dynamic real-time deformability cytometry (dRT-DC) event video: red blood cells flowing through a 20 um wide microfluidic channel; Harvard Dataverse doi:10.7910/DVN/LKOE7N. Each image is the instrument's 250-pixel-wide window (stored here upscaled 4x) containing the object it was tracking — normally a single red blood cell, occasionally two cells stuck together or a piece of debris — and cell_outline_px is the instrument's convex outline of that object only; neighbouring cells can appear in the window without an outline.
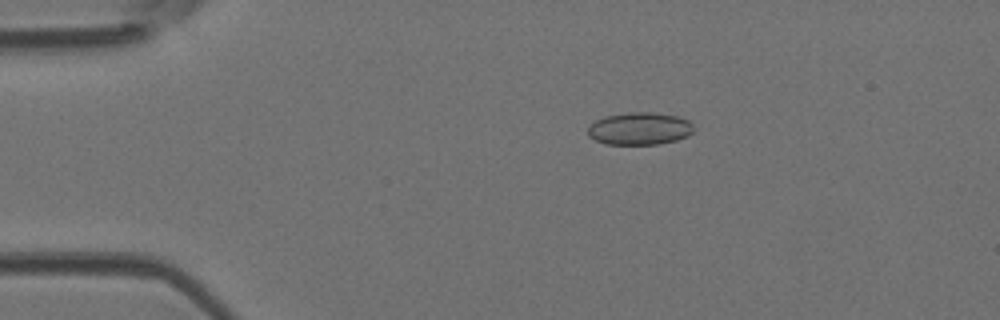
{"species": "Egyptian fruit bat (a non-hibernating species)", "species_latin": "Rousettus aegyptiacus", "temperature_condition": "room temperature", "stored_images_in_passage": 4, "camera_frame_rate_fps": 3000, "um_per_image_px": 0.085, "animal": {"sex": "female"}, "frame": {"image": 1, "passage_image": 2, "time_ms": 0.333, "image_size_px": [1000, 320], "cell_outline_px": [[692, 132], [688, 136], [676, 140], [660, 144], [604, 144], [588, 136], [588, 128], [596, 120], [604, 116], [628, 112], [648, 112], [676, 116], [688, 120], [692, 124]], "centroid_in_image_um": [54.35, 10.93], "position_along_channel_um": 30.7, "area_um2": 19.94}}
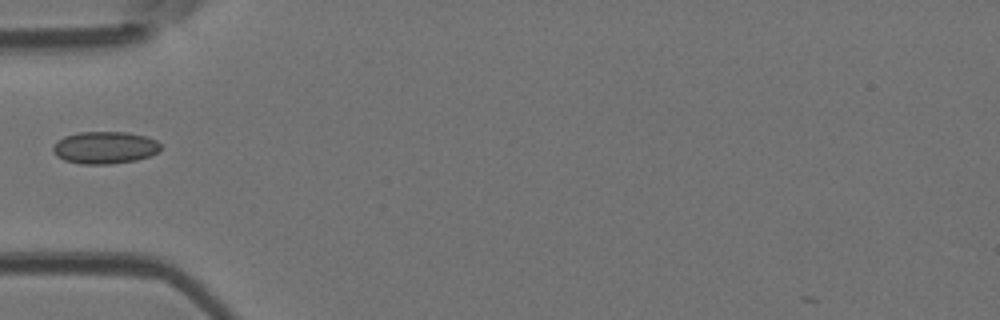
{"frame": {"image": 2, "passage_image": 4, "time_ms": 1.0, "image_size_px": [1000, 320], "cell_outline_px": [[160, 148], [156, 152], [148, 156], [136, 160], [112, 164], [80, 164], [64, 160], [56, 156], [52, 152], [52, 148], [64, 136], [80, 132], [124, 132], [144, 136], [156, 140], [160, 144]], "centroid_in_image_um": [8.88, 12.55], "position_along_channel_um": 76.1, "area_um2": 20.06}}